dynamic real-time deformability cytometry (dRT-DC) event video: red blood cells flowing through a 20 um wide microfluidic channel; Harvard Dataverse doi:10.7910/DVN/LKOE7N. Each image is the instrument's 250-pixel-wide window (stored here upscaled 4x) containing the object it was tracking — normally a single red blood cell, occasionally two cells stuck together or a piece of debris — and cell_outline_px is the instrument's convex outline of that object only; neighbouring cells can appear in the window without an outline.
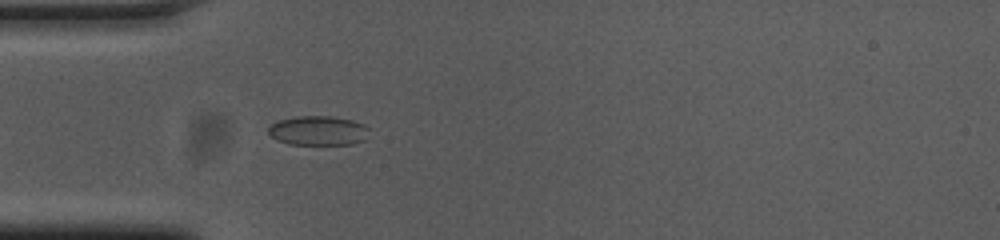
{"species": "common noctule bat (a hibernating species)", "species_latin": "Nyctalus noctula", "temperature_condition": "cold", "stored_images_in_passage": 32, "camera_frame_rate_fps": 3000, "um_per_image_px": 0.085, "animal": {"sex": "female", "body_mass_g": 23.0, "forearm_length_mm": 53.4}, "frame": {"image": 1, "passage_image": 1, "time_ms": 0.0, "image_size_px": [1000, 240], "cell_outline_px": [[368, 128], [364, 140], [352, 144], [288, 144], [276, 140], [268, 132], [268, 128], [272, 124], [280, 120], [296, 116], [332, 116], [352, 120], [364, 124]], "centroid_in_image_um": [27.03, 11.1], "position_along_channel_um": 58.0, "area_um2": 17.17}}
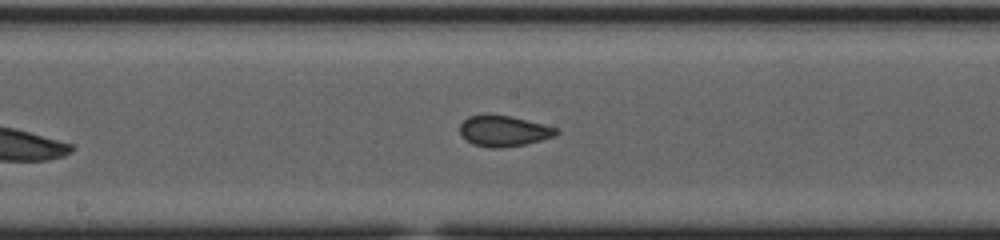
{"frame": {"image": 2, "passage_image": 13, "time_ms": 4.0, "image_size_px": [1000, 240], "cell_outline_px": [[560, 132], [556, 136], [524, 144], [500, 148], [492, 148], [472, 144], [460, 132], [460, 124], [468, 116], [484, 112], [488, 112], [512, 116], [560, 128]], "centroid_in_image_um": [42.83, 11.09], "position_along_channel_um": 205.4, "area_um2": 17.74}}
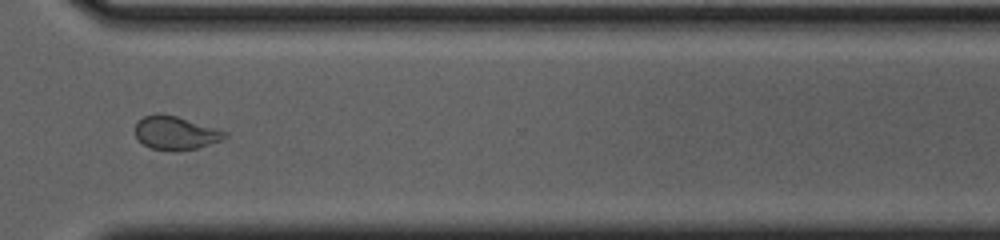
{"frame": {"image": 3, "passage_image": 25, "time_ms": 8.0, "image_size_px": [1000, 240], "cell_outline_px": [[228, 136], [220, 140], [196, 148], [176, 152], [172, 152], [152, 148], [144, 144], [136, 136], [136, 124], [144, 116], [156, 112], [176, 116], [228, 132]], "centroid_in_image_um": [14.91, 11.3], "position_along_channel_um": 355.7, "area_um2": 17.34}, "authors_computed_cell_mechanics": {"area_um2": 17.3689, "velocity_mm_per_s": 3.755, "shape_relaxation_time_tau1_ms": null, "shape_relaxation_time_tau2_ms": 0.9742, "deformation_change_tau1": null, "deformation_change_tau2": 0.0509}}